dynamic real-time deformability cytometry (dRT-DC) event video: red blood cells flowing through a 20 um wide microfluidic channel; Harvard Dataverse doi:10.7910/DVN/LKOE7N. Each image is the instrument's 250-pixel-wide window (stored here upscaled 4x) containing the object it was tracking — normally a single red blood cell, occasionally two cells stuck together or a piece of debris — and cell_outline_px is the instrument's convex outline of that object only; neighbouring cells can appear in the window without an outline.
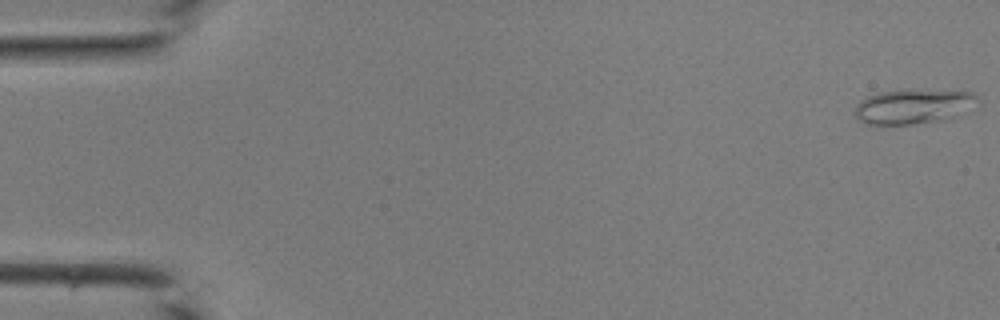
{"species": "common noctule bat (a hibernating species)", "species_latin": "Nyctalus noctula", "temperature_condition": "room temperature", "stored_images_in_passage": 7, "camera_frame_rate_fps": 3000, "um_per_image_px": 0.085, "animal": {"sex": "male", "body_mass_g": 19.0, "forearm_length_mm": 50.8}, "frame": {"image": 1, "passage_image": 1, "time_ms": 0.0, "image_size_px": [1000, 320], "cell_outline_px": [[980, 104], [940, 120], [912, 124], [864, 124], [856, 116], [856, 104], [860, 100], [868, 96], [880, 92], [908, 88], [972, 92], [980, 100]], "centroid_in_image_um": [77.62, 9.01], "position_along_channel_um": 7.4, "area_um2": 24.85}}